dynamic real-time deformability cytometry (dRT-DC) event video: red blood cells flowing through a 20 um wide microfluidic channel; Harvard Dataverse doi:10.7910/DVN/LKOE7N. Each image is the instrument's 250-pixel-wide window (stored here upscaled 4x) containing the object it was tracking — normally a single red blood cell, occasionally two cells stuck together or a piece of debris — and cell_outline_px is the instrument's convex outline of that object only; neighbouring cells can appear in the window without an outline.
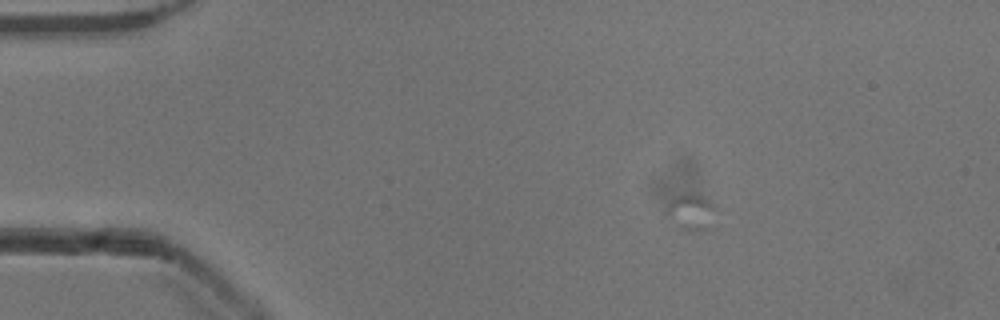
{"species": "common noctule bat (a hibernating species)", "species_latin": "Nyctalus noctula", "temperature_condition": "cold", "stored_images_in_passage": 2, "camera_frame_rate_fps": 3000, "um_per_image_px": 0.085, "animal": {"sex": "male", "body_mass_g": 13.3}, "frame": {"image": 1, "passage_image": 1, "time_ms": 0.0, "image_size_px": [1000, 320], "cell_outline_px": [[716, 208], [712, 228], [704, 232], [684, 232], [672, 228], [664, 212], [668, 204], [676, 196], [700, 196], [716, 204]], "centroid_in_image_um": [58.72, 18.18], "position_along_channel_um": 26.3, "area_um2": 11.1}}